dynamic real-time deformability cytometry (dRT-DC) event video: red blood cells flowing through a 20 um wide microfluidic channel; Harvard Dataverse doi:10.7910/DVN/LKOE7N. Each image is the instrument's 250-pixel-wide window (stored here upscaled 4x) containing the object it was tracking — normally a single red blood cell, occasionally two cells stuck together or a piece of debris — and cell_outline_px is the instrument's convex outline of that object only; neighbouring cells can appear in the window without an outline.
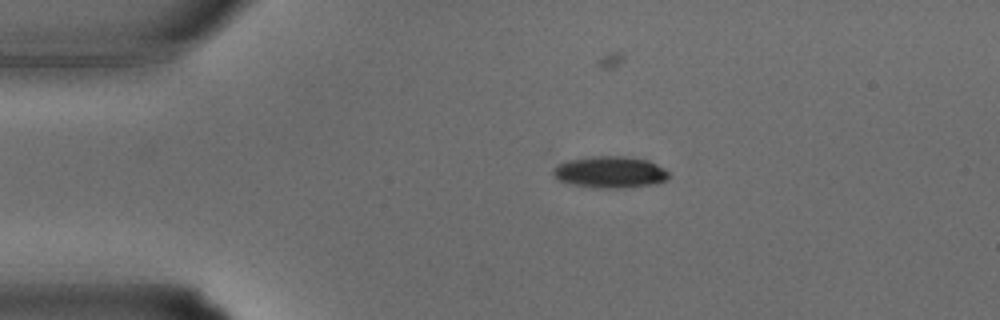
{"species": "common noctule bat (a hibernating species)", "species_latin": "Nyctalus noctula", "temperature_condition": "warm", "stored_images_in_passage": 29, "camera_frame_rate_fps": 3000, "um_per_image_px": 0.085, "animal": {"sex": "male", "body_mass_g": 15.6}, "frame": {"image": 1, "passage_image": 1, "time_ms": 0.0, "image_size_px": [1000, 320], "cell_outline_px": [[668, 176], [664, 180], [652, 184], [620, 188], [600, 188], [572, 184], [560, 180], [552, 172], [552, 168], [556, 164], [568, 160], [592, 156], [624, 156], [648, 160], [664, 168], [668, 172]], "centroid_in_image_um": [51.82, 14.61], "position_along_channel_um": 33.2, "area_um2": 21.1}}
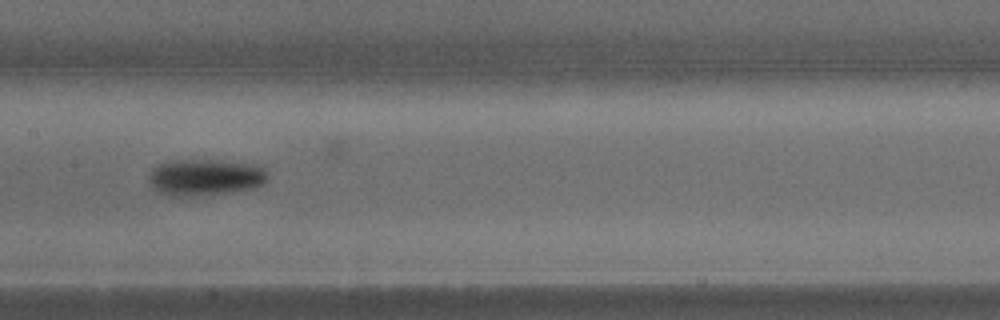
{"frame": {"image": 2, "passage_image": 11, "time_ms": 3.333, "image_size_px": [1000, 320], "cell_outline_px": [[264, 180], [260, 184], [252, 188], [228, 192], [200, 196], [168, 196], [152, 188], [148, 180], [148, 176], [152, 168], [156, 164], [168, 160], [212, 160], [244, 164], [260, 168], [264, 172]], "centroid_in_image_um": [17.25, 15.08], "position_along_channel_um": 190.2, "area_um2": 24.8}}
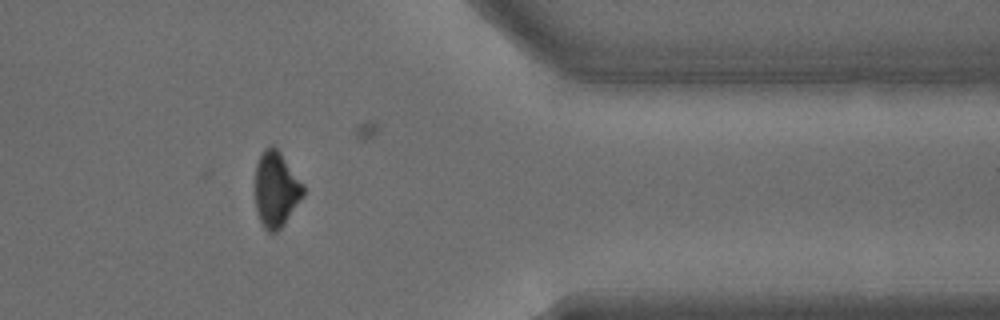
{"frame": {"image": 3, "passage_image": 22, "time_ms": 7.0, "image_size_px": [1000, 320], "cell_outline_px": [[304, 196], [280, 228], [276, 232], [268, 232], [264, 228], [260, 220], [256, 208], [256, 164], [264, 148], [272, 144], [280, 152], [304, 184]], "centroid_in_image_um": [23.47, 16.07], "position_along_channel_um": 387.9, "area_um2": 20.98}}